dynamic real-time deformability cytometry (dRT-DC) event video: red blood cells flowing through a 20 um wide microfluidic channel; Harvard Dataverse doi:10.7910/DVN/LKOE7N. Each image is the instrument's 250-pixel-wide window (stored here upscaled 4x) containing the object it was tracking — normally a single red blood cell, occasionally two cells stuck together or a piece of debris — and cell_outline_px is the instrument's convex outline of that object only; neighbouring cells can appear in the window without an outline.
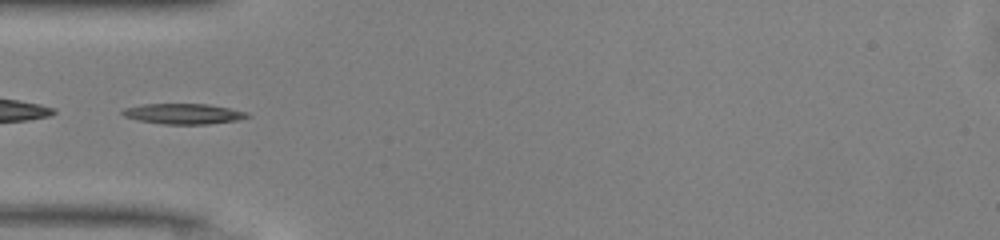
{"species": "common noctule bat (a hibernating species)", "species_latin": "Nyctalus noctula", "temperature_condition": "warm", "stored_images_in_passage": 34, "camera_frame_rate_fps": 3000, "um_per_image_px": 0.085, "animal": {"sex": "male", "body_mass_g": 13.0, "forearm_length_mm": 53.1}, "frame": {"image": 1, "passage_image": 13, "time_ms": 4.0, "image_size_px": [1000, 240], "cell_outline_px": [[252, 116], [236, 120], [208, 124], [164, 124], [140, 120], [124, 116], [120, 112], [124, 108], [144, 104], [208, 104], [248, 112]], "centroid_in_image_um": [15.61, 9.67], "position_along_channel_um": 69.4, "area_um2": 14.74}}
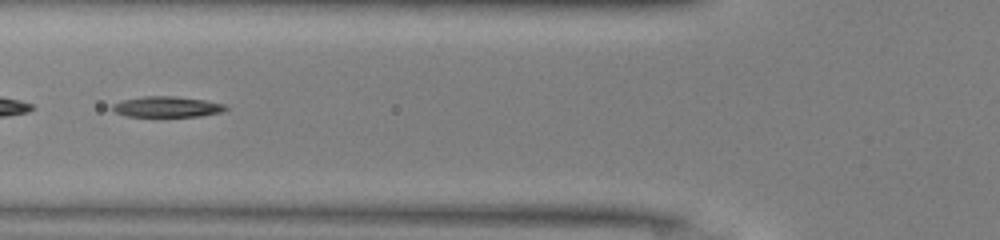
{"frame": {"image": 2, "passage_image": 16, "time_ms": 5.0, "image_size_px": [1000, 240], "cell_outline_px": [[228, 108], [220, 112], [200, 116], [124, 116], [116, 112], [112, 108], [112, 104], [124, 100], [144, 96], [172, 96], [204, 100], [224, 104]], "centroid_in_image_um": [14.18, 9.08], "position_along_channel_um": 111.6, "area_um2": 13.41}}
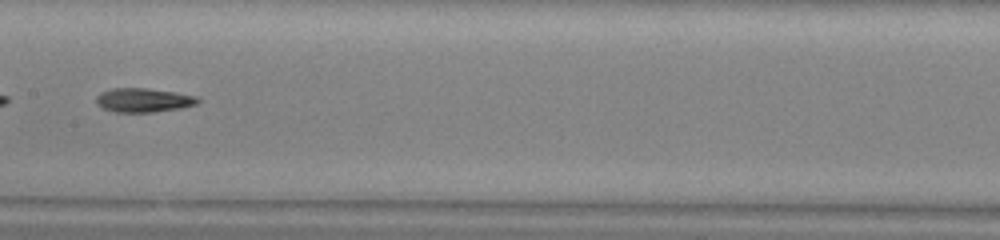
{"frame": {"image": 3, "passage_image": 22, "time_ms": 7.0, "image_size_px": [1000, 240], "cell_outline_px": [[200, 100], [196, 104], [180, 108], [152, 112], [116, 112], [104, 108], [96, 104], [96, 96], [100, 92], [112, 88], [144, 88], [176, 92], [196, 96]], "centroid_in_image_um": [12.17, 8.5], "position_along_channel_um": 195.2, "area_um2": 14.16}, "authors_computed_cell_mechanics": {"area_um2": 14.1321, "velocity_mm_per_s": 4.1819, "shape_relaxation_time_tau1_ms": 5.5887, "shape_relaxation_time_tau2_ms": null, "deformation_change_tau1": 0.2008, "deformation_change_tau2": null}}